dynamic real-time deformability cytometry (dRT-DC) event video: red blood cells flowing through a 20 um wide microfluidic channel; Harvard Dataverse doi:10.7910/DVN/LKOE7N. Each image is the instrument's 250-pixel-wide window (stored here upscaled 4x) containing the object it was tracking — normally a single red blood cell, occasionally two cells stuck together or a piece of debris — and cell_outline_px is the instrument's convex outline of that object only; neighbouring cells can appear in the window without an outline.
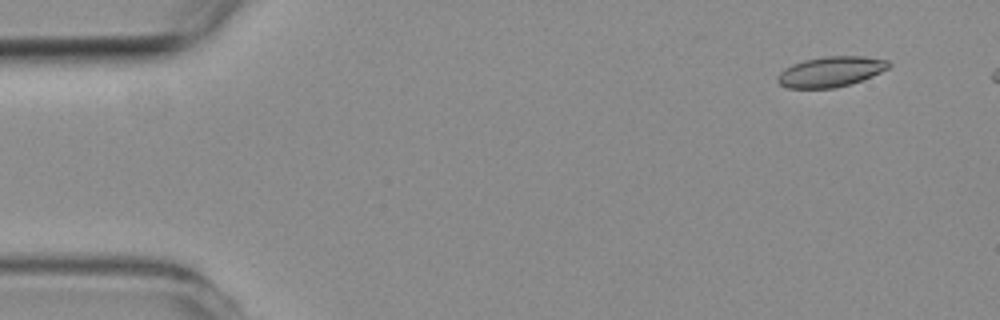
{"species": "common noctule bat (a hibernating species)", "species_latin": "Nyctalus noctula", "temperature_condition": "room temperature", "stored_images_in_passage": 6, "camera_frame_rate_fps": 3000, "um_per_image_px": 0.085, "animal": {"sex": "female", "body_mass_g": 19.3, "forearm_length_mm": 54.1}, "frame": {"image": 1, "passage_image": 1, "time_ms": 0.0, "image_size_px": [1000, 320], "cell_outline_px": [[892, 64], [888, 68], [872, 76], [852, 84], [836, 88], [788, 88], [780, 84], [776, 80], [776, 76], [784, 68], [792, 64], [804, 60], [824, 56], [864, 56], [888, 60]], "centroid_in_image_um": [70.61, 6.09], "position_along_channel_um": 14.4, "area_um2": 19.83}}
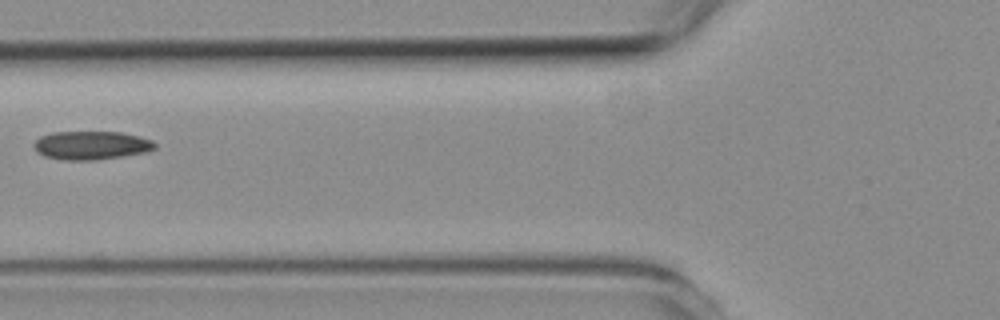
{"frame": {"image": 2, "passage_image": 5, "time_ms": 5.333, "image_size_px": [1000, 320], "cell_outline_px": [[156, 148], [144, 152], [124, 156], [96, 160], [64, 160], [44, 156], [36, 152], [32, 144], [40, 136], [52, 132], [120, 132], [140, 136], [152, 140], [156, 144]], "centroid_in_image_um": [7.73, 12.35], "position_along_channel_um": 118.1, "area_um2": 20.23}}
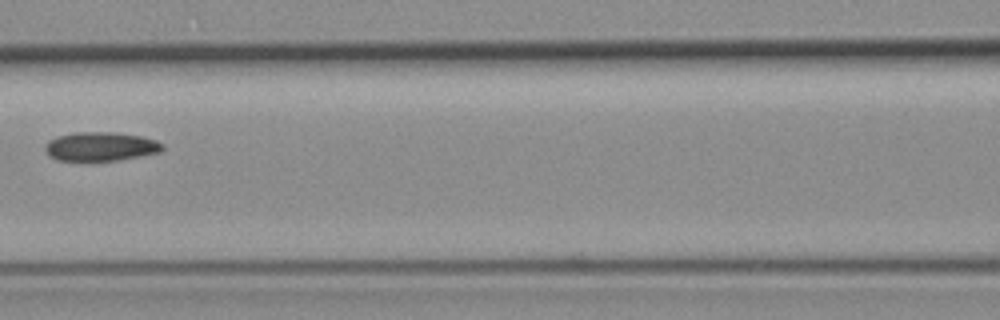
{"frame": {"image": 3, "passage_image": 6, "time_ms": 6.333, "image_size_px": [1000, 320], "cell_outline_px": [[164, 148], [160, 152], [120, 160], [56, 160], [48, 156], [44, 148], [48, 140], [56, 136], [76, 132], [112, 132], [140, 136], [156, 140], [164, 144]], "centroid_in_image_um": [8.54, 12.45], "position_along_channel_um": 158.1, "area_um2": 19.83}}